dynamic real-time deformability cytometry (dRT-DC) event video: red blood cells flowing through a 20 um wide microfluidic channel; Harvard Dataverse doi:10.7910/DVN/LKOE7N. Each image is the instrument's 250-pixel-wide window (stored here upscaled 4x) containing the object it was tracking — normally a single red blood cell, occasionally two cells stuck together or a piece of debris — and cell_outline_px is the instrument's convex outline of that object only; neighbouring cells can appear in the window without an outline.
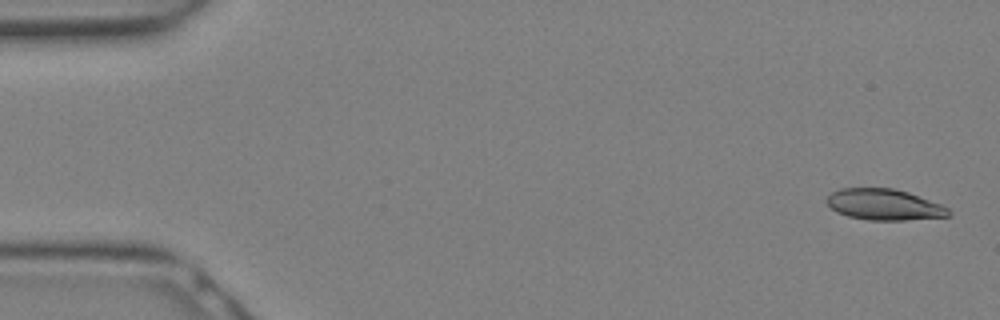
{"species": "Egyptian fruit bat (a non-hibernating species)", "species_latin": "Rousettus aegyptiacus", "temperature_condition": "warm", "stored_images_in_passage": 19, "camera_frame_rate_fps": 3000, "um_per_image_px": 0.085, "animal": {"sex": "female"}, "frame": {"image": 1, "passage_image": 1, "time_ms": 0.0, "image_size_px": [1000, 320], "cell_outline_px": [[952, 212], [948, 216], [904, 220], [868, 220], [848, 216], [836, 212], [824, 200], [832, 192], [840, 188], [892, 188], [908, 192], [940, 204], [948, 208]], "centroid_in_image_um": [75.12, 17.39], "position_along_channel_um": 9.9, "area_um2": 21.96}}
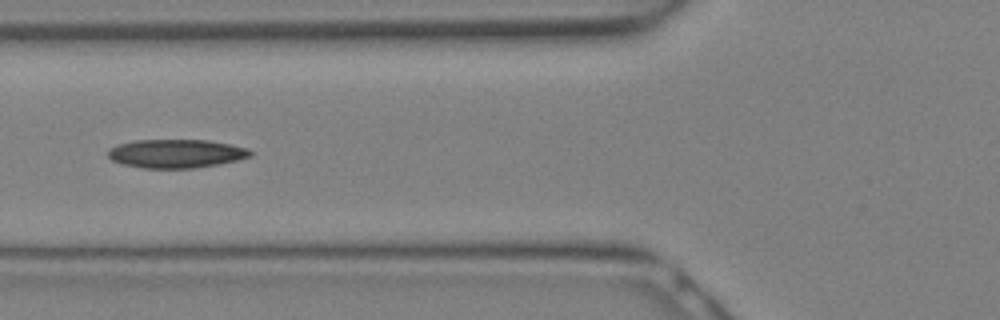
{"frame": {"image": 2, "passage_image": 11, "time_ms": 3.333, "image_size_px": [1000, 320], "cell_outline_px": [[252, 156], [220, 164], [196, 168], [144, 168], [124, 164], [112, 160], [108, 156], [108, 148], [116, 144], [136, 140], [208, 140], [232, 144], [248, 148], [252, 152]], "centroid_in_image_um": [14.98, 13.05], "position_along_channel_um": 110.8, "area_um2": 23.87}}
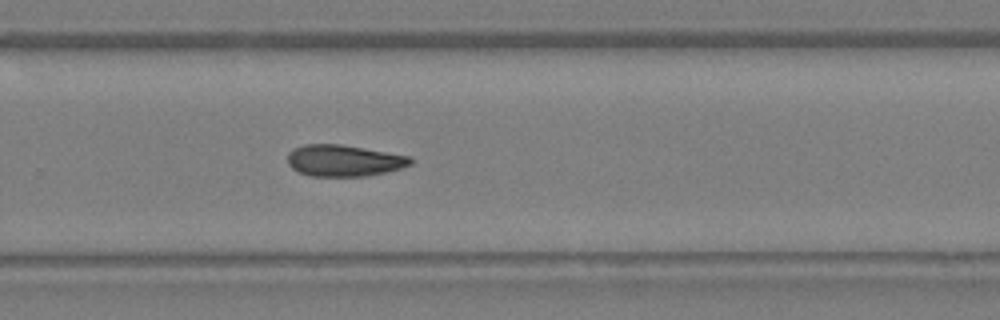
{"frame": {"image": 3, "passage_image": 19, "time_ms": 6.0, "image_size_px": [1000, 320], "cell_outline_px": [[412, 164], [400, 168], [384, 172], [364, 176], [308, 176], [292, 168], [288, 164], [288, 152], [292, 148], [304, 144], [340, 144], [412, 156]], "centroid_in_image_um": [29.21, 13.64], "position_along_channel_um": 300.6, "area_um2": 22.6}}